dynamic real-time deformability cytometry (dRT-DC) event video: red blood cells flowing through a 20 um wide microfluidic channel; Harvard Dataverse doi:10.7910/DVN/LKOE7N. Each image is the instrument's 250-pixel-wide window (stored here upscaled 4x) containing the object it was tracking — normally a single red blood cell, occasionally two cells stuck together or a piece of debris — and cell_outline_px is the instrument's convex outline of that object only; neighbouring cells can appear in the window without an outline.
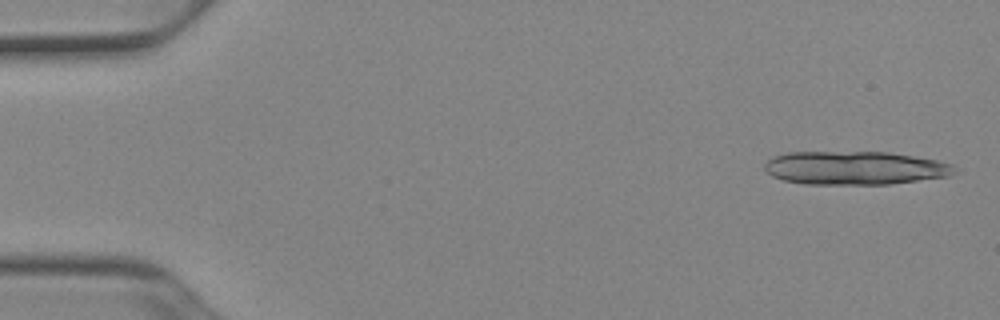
{"species": "Egyptian fruit bat (a non-hibernating species)", "species_latin": "Rousettus aegyptiacus", "temperature_condition": "cold", "stored_images_in_passage": 12, "camera_frame_rate_fps": 3000, "um_per_image_px": 0.085, "animal": {"sex": "female"}, "frame": {"image": 1, "passage_image": 1, "time_ms": 0.0, "image_size_px": [1000, 320], "cell_outline_px": [[960, 172], [948, 176], [888, 184], [804, 184], [784, 180], [772, 176], [764, 168], [764, 164], [772, 156], [788, 152], [888, 152], [936, 160], [952, 164]], "centroid_in_image_um": [72.66, 14.27], "position_along_channel_um": 12.3, "area_um2": 37.05}}